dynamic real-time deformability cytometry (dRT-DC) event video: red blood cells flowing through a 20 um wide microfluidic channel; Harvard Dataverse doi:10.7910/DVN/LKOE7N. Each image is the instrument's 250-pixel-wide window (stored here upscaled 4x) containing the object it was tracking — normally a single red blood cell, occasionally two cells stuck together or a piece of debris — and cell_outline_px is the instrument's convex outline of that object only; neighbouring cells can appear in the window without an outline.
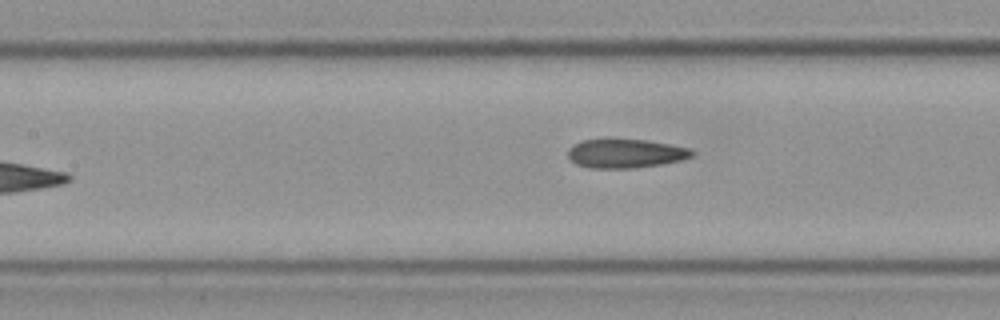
{"species": "Egyptian fruit bat (a non-hibernating species)", "species_latin": "Rousettus aegyptiacus", "temperature_condition": "cold", "stored_images_in_passage": 8, "camera_frame_rate_fps": 3000, "um_per_image_px": 0.085, "frame": {"image": 1, "passage_image": 8, "time_ms": 2.333, "image_size_px": [1000, 320], "cell_outline_px": [[696, 152], [692, 156], [680, 160], [660, 164], [636, 168], [588, 168], [576, 164], [568, 156], [568, 148], [580, 140], [604, 136], [608, 136], [648, 140], [688, 148]], "centroid_in_image_um": [53.09, 12.99], "position_along_channel_um": 154.3, "area_um2": 21.73}}